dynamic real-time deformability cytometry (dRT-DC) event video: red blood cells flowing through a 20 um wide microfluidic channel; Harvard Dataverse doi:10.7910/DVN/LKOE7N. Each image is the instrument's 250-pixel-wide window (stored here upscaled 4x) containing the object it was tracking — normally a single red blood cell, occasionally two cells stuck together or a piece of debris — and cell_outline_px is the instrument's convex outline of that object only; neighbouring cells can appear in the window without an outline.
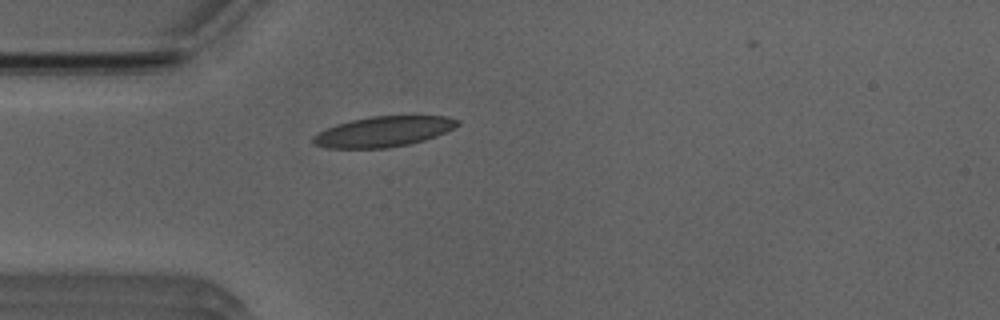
{"species": "Egyptian fruit bat (a non-hibernating species)", "species_latin": "Rousettus aegyptiacus", "temperature_condition": "room temperature", "stored_images_in_passage": 11, "camera_frame_rate_fps": 3000, "um_per_image_px": 0.085, "animal": {"sex": "male"}, "frame": {"image": 1, "passage_image": 1, "time_ms": 0.0, "image_size_px": [1000, 320], "cell_outline_px": [[460, 124], [436, 136], [424, 140], [408, 144], [388, 148], [328, 148], [312, 144], [312, 136], [336, 124], [352, 120], [372, 116], [448, 116], [460, 120]], "centroid_in_image_um": [32.59, 11.19], "position_along_channel_um": 52.4, "area_um2": 25.43}}
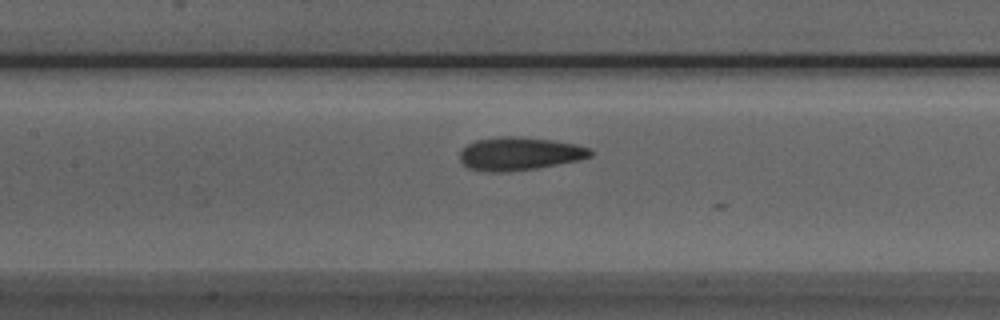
{"frame": {"image": 2, "passage_image": 10, "time_ms": 3.0, "image_size_px": [1000, 320], "cell_outline_px": [[592, 156], [580, 160], [536, 168], [504, 172], [488, 172], [468, 168], [460, 160], [460, 152], [468, 144], [476, 140], [500, 136], [520, 136], [552, 140], [572, 144], [588, 148], [592, 152]], "centroid_in_image_um": [44.13, 13.06], "position_along_channel_um": 163.3, "area_um2": 25.09}}